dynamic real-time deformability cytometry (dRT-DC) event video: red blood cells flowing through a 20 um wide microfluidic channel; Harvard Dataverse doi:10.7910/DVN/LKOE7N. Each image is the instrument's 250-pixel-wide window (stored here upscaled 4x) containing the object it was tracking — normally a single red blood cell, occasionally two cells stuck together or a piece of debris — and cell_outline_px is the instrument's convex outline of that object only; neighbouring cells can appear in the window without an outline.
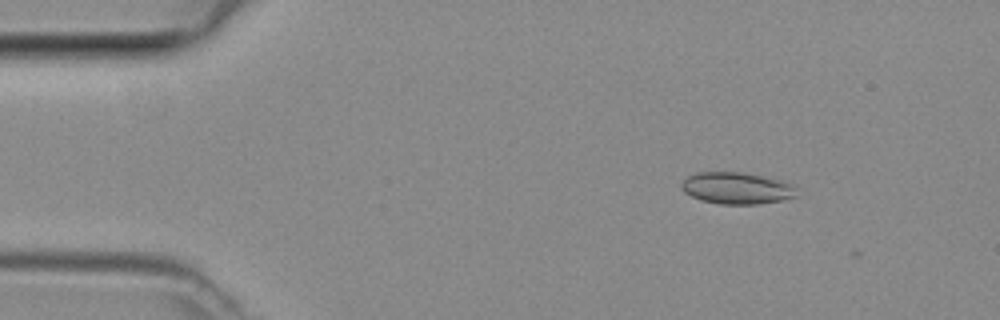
{"species": "common noctule bat (a hibernating species)", "species_latin": "Nyctalus noctula", "temperature_condition": "room temperature", "stored_images_in_passage": 7, "camera_frame_rate_fps": 3000, "um_per_image_px": 0.085, "animal": {"sex": "female", "body_mass_g": 29.2, "forearm_length_mm": 56.3}, "frame": {"image": 1, "passage_image": 5, "time_ms": 1.333, "image_size_px": [1000, 320], "cell_outline_px": [[796, 196], [784, 200], [760, 204], [720, 204], [700, 200], [684, 192], [680, 188], [680, 184], [688, 176], [696, 172], [744, 172], [780, 180], [792, 184], [796, 188]], "centroid_in_image_um": [62.61, 15.99], "position_along_channel_um": 22.4, "area_um2": 21.44}}